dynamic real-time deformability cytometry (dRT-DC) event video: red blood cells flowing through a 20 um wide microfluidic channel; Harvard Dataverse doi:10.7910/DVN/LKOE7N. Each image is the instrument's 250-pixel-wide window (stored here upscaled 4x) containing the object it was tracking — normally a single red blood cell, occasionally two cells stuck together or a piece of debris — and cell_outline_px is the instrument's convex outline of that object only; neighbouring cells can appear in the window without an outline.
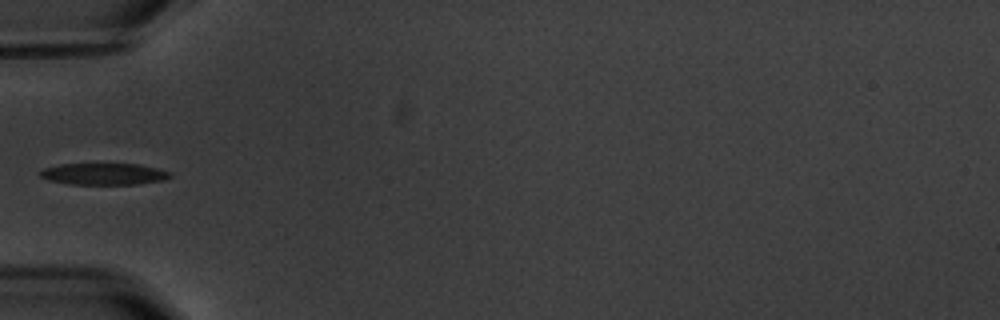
{"species": "common noctule bat (a hibernating species)", "species_latin": "Nyctalus noctula", "temperature_condition": "warm", "stored_images_in_passage": 6, "camera_frame_rate_fps": 3000, "um_per_image_px": 0.085, "animal": {"sex": "male", "body_mass_g": 20.1, "forearm_length_mm": 53.5}, "frame": {"image": 1, "passage_image": 6, "time_ms": 5.667, "image_size_px": [1000, 320], "cell_outline_px": [[172, 176], [164, 180], [136, 184], [68, 184], [48, 180], [40, 176], [40, 172], [44, 168], [60, 164], [136, 164], [156, 168], [172, 172]], "centroid_in_image_um": [8.83, 14.79], "position_along_channel_um": 76.2, "area_um2": 16.3}}